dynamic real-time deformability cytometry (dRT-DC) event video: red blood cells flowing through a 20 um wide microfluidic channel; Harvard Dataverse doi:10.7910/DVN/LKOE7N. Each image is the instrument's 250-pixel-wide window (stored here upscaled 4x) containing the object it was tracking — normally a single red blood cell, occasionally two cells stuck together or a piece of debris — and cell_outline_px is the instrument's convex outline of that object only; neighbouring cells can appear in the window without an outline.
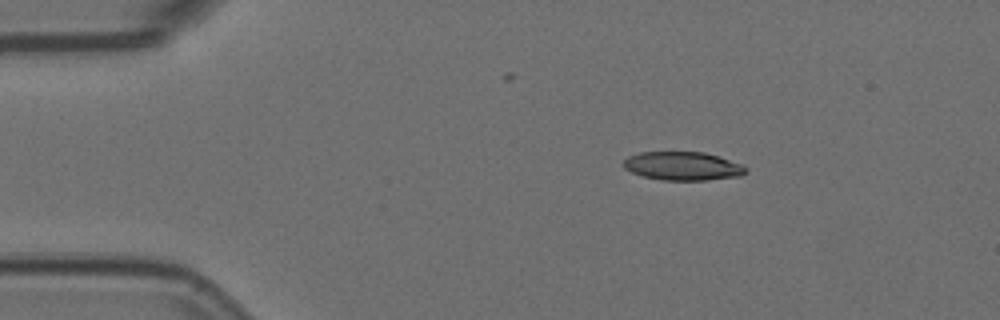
{"species": "Egyptian fruit bat (a non-hibernating species)", "species_latin": "Rousettus aegyptiacus", "temperature_condition": "room temperature", "stored_images_in_passage": 3, "camera_frame_rate_fps": 3000, "um_per_image_px": 0.085, "animal": {"sex": "female"}, "frame": {"image": 1, "passage_image": 1, "time_ms": 0.0, "image_size_px": [1000, 320], "cell_outline_px": [[748, 172], [740, 176], [708, 180], [664, 180], [644, 176], [632, 172], [624, 168], [624, 160], [628, 156], [640, 152], [704, 152], [720, 156], [744, 164], [748, 168]], "centroid_in_image_um": [58.11, 14.11], "position_along_channel_um": 26.9, "area_um2": 20.52}}